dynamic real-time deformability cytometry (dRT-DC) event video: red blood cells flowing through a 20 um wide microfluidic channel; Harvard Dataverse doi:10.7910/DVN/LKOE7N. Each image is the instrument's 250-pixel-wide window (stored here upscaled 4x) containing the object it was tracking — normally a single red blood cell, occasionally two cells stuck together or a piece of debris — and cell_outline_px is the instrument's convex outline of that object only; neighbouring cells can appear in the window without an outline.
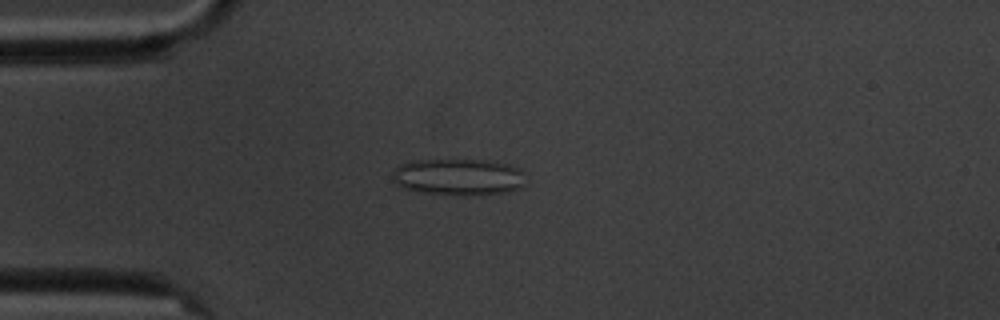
{"species": "common noctule bat (a hibernating species)", "species_latin": "Nyctalus noctula", "temperature_condition": "cold", "stored_images_in_passage": 6, "camera_frame_rate_fps": 3000, "um_per_image_px": 0.085, "animal": {"sex": "male", "body_mass_g": 20.1, "forearm_length_mm": 53.5}, "frame": {"image": 1, "passage_image": 5, "time_ms": 4.667, "image_size_px": [1000, 320], "cell_outline_px": [[524, 188], [508, 192], [464, 196], [420, 192], [404, 188], [396, 184], [392, 180], [392, 172], [400, 164], [412, 160], [488, 160], [508, 164], [516, 168], [520, 172]], "centroid_in_image_um": [38.92, 15.05], "position_along_channel_um": 46.1, "area_um2": 28.55}}